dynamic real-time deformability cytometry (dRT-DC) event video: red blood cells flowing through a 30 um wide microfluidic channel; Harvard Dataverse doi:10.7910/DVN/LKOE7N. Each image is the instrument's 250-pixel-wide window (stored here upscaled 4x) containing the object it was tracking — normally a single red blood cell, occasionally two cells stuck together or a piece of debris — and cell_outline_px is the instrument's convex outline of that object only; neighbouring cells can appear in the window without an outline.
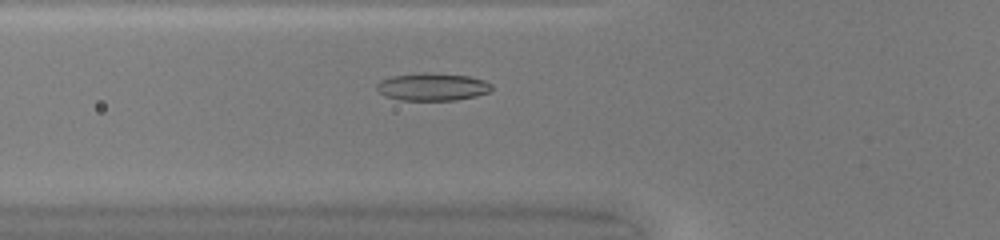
{"species": "common noctule bat (a hibernating species)", "species_latin": "Nyctalus noctula", "temperature_condition": "warm", "stored_images_in_passage": 42, "camera_frame_rate_fps": 3000, "um_per_image_px": 0.085, "animal": {"sex": "female", "body_mass_g": 20.0, "forearm_length_mm": 54.0}, "frame": {"image": 1, "passage_image": 12, "time_ms": 3.667, "image_size_px": [1000, 240], "cell_outline_px": [[492, 88], [488, 92], [476, 96], [456, 100], [400, 100], [384, 96], [376, 88], [376, 84], [380, 80], [392, 76], [424, 72], [432, 72], [468, 76], [484, 80], [492, 84]], "centroid_in_image_um": [36.74, 7.37], "position_along_channel_um": 89.1, "area_um2": 18.61}}
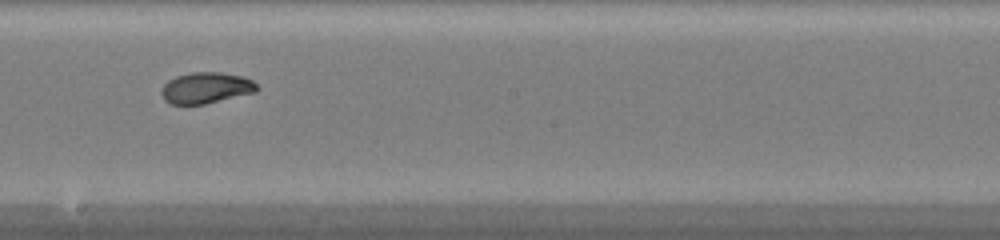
{"frame": {"image": 2, "passage_image": 22, "time_ms": 7.0, "image_size_px": [1000, 240], "cell_outline_px": [[260, 88], [256, 92], [204, 104], [172, 104], [164, 100], [160, 92], [164, 84], [168, 80], [176, 76], [192, 72], [220, 72], [244, 76], [252, 80]], "centroid_in_image_um": [17.52, 7.46], "position_along_channel_um": 230.7, "area_um2": 17.4}}
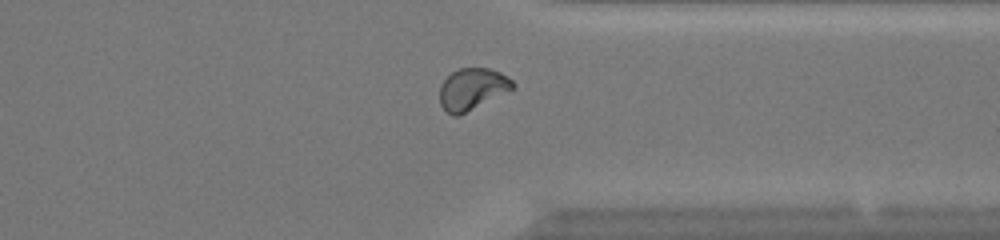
{"frame": {"image": 3, "passage_image": 32, "time_ms": 10.333, "image_size_px": [1000, 240], "cell_outline_px": [[516, 88], [456, 116], [452, 116], [440, 104], [440, 84], [452, 72], [460, 68], [488, 68], [500, 72], [512, 80], [516, 84]], "centroid_in_image_um": [40.15, 7.55], "position_along_channel_um": 371.2, "area_um2": 17.51}, "authors_computed_cell_mechanics": {"area_um2": 17.8313, "velocity_mm_per_s": 4.2502, "shape_relaxation_time_tau1_ms": 6.4702, "shape_relaxation_time_tau2_ms": 1.0913, "deformation_change_tau1": 0.2052, "deformation_change_tau2": 0.0419}}